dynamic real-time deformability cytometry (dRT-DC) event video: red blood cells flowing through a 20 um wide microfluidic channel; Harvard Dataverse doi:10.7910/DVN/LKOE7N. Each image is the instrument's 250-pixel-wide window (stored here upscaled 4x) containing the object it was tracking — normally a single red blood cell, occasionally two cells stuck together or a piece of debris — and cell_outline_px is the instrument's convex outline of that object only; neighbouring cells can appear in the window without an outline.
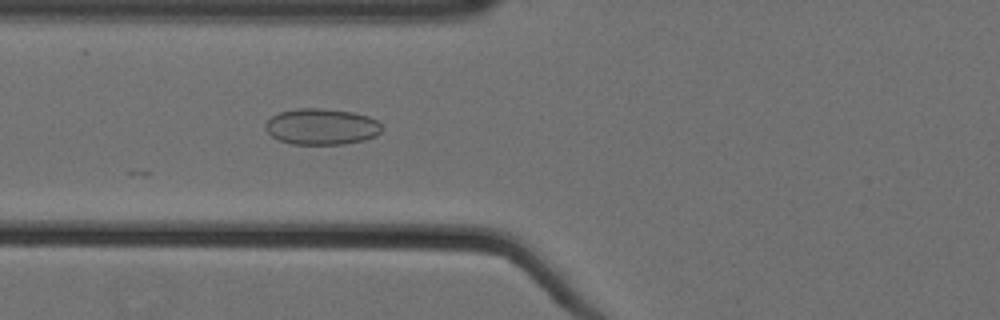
{"species": "Egyptian fruit bat (a non-hibernating species)", "species_latin": "Rousettus aegyptiacus", "temperature_condition": "cold", "stored_images_in_passage": 52, "camera_frame_rate_fps": 3000, "um_per_image_px": 0.085, "animal": {"sex": "female"}, "frame": {"image": 1, "passage_image": 25, "time_ms": 8.0, "image_size_px": [1000, 320], "cell_outline_px": [[384, 128], [376, 136], [364, 140], [344, 144], [292, 144], [280, 140], [272, 136], [264, 128], [264, 124], [272, 116], [280, 112], [296, 108], [324, 108], [352, 112], [368, 116], [376, 120]], "centroid_in_image_um": [27.34, 10.76], "position_along_channel_um": 98.5, "area_um2": 24.62}}
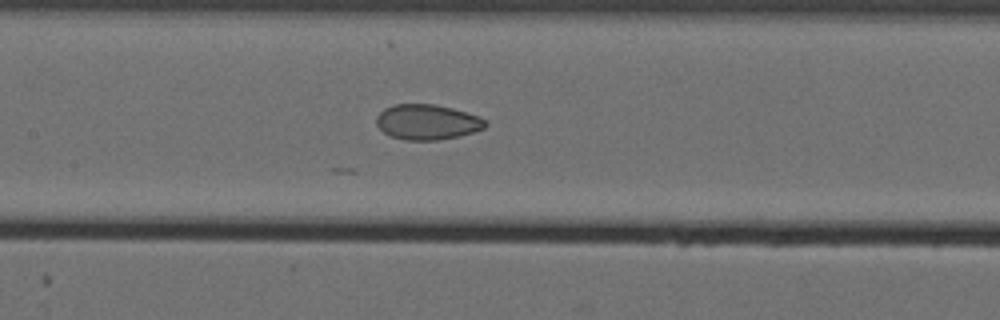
{"frame": {"image": 2, "passage_image": 31, "time_ms": 10.0, "image_size_px": [1000, 320], "cell_outline_px": [[488, 124], [484, 128], [460, 136], [436, 140], [404, 140], [392, 136], [384, 132], [376, 124], [376, 116], [384, 108], [396, 104], [432, 104], [452, 108], [480, 116]], "centroid_in_image_um": [36.31, 10.37], "position_along_channel_um": 171.1, "area_um2": 22.31}}
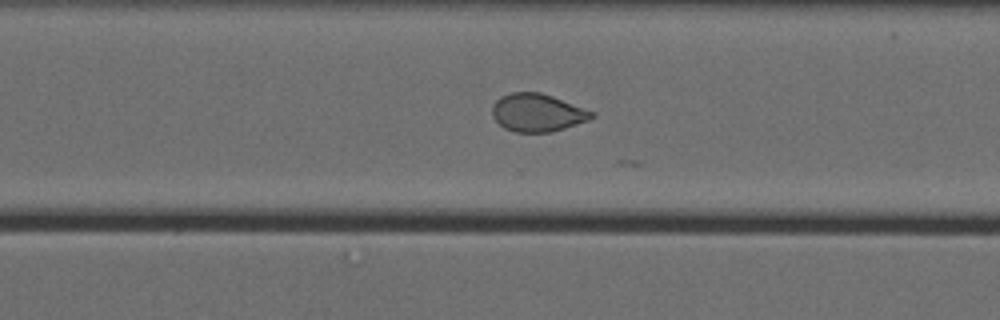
{"frame": {"image": 3, "passage_image": 44, "time_ms": 14.333, "image_size_px": [1000, 320], "cell_outline_px": [[596, 112], [588, 120], [564, 128], [548, 132], [516, 132], [504, 128], [492, 116], [492, 108], [496, 100], [500, 96], [512, 92], [540, 92], [552, 96]], "centroid_in_image_um": [45.66, 9.56], "position_along_channel_um": 324.9, "area_um2": 21.79}, "authors_computed_cell_mechanics": {"area_um2": 23.987, "velocity_mm_per_s": 3.5857, "shape_relaxation_time_tau1_ms": null, "shape_relaxation_time_tau2_ms": 1.6248, "deformation_change_tau1": null, "deformation_change_tau2": 0.057}}